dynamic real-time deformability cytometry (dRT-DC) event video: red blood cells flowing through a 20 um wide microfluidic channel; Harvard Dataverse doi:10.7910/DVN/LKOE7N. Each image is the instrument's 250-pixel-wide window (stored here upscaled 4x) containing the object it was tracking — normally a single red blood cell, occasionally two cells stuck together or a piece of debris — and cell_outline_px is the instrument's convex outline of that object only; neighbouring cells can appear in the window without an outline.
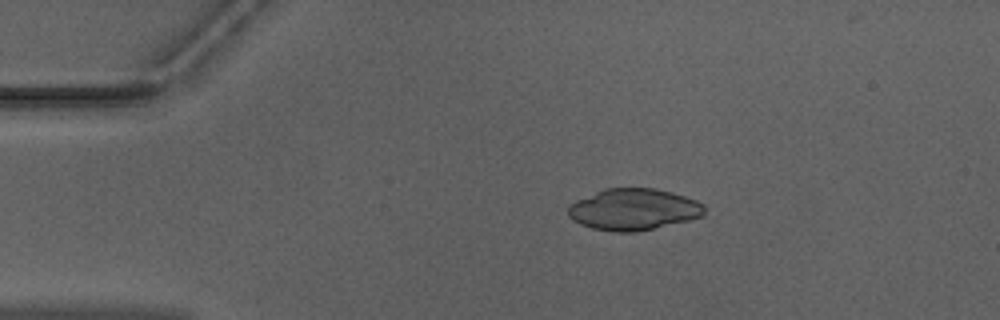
{"species": "Egyptian fruit bat (a non-hibernating species)", "species_latin": "Rousettus aegyptiacus", "temperature_condition": "warm", "stored_images_in_passage": 13, "camera_frame_rate_fps": 3000, "um_per_image_px": 0.085, "animal": {"sex": "male"}, "frame": {"image": 1, "passage_image": 1, "time_ms": 0.0, "image_size_px": [1000, 320], "cell_outline_px": [[704, 216], [688, 220], [636, 232], [612, 232], [592, 228], [580, 224], [572, 220], [568, 216], [568, 204], [576, 200], [604, 188], [656, 188], [672, 192], [696, 200], [704, 204]], "centroid_in_image_um": [53.82, 17.8], "position_along_channel_um": 31.2, "area_um2": 33.12}}